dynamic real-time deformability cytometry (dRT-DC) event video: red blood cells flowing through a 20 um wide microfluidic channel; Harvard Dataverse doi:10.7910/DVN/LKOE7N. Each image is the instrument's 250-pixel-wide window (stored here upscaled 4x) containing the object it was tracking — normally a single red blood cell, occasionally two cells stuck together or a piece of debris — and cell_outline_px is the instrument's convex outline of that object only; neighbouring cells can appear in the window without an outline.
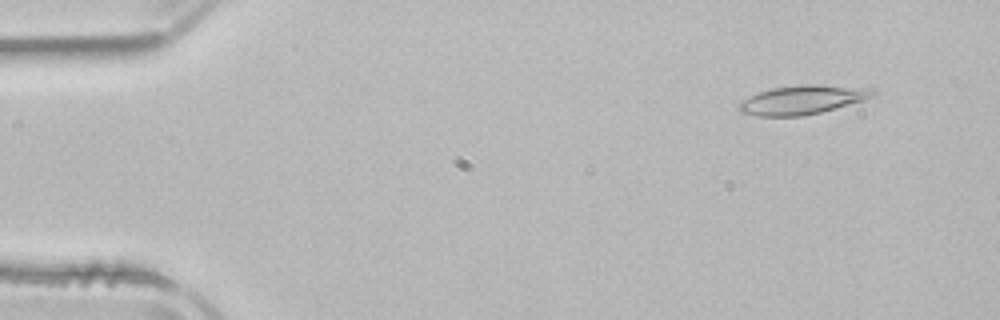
{"species": "common noctule bat (a hibernating species)", "species_latin": "Nyctalus noctula", "temperature_condition": "room temperature", "stored_images_in_passage": 3, "segment_of_instrument_passage": [2, 2], "camera_frame_rate_fps": 3000, "um_per_image_px": 0.085, "animal": {"sex": "male", "body_mass_g": 21.5, "forearm_length_mm": 52.0}, "frame": {"image": 1, "passage_image": 3, "time_ms": 4.0, "image_size_px": [1000, 320], "cell_outline_px": [[880, 92], [876, 96], [864, 100], [820, 112], [804, 116], [756, 116], [740, 112], [740, 104], [744, 100], [760, 92], [772, 88], [800, 84], [820, 84], [876, 88]], "centroid_in_image_um": [68.34, 8.46], "position_along_channel_um": 16.7, "area_um2": 22.72}}